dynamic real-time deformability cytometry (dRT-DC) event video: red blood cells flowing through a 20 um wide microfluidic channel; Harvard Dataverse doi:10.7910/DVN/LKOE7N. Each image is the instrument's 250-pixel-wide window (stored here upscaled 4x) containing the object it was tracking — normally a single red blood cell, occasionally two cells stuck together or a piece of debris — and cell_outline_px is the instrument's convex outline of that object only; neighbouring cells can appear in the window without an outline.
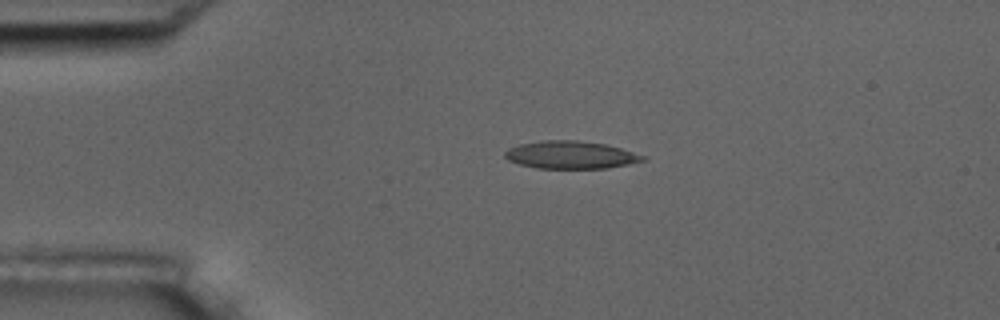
{"species": "common noctule bat (a hibernating species)", "species_latin": "Nyctalus noctula", "temperature_condition": "room temperature", "stored_images_in_passage": 5, "camera_frame_rate_fps": 3000, "um_per_image_px": 0.085, "animal": {"sex": "male", "body_mass_g": 17.5, "forearm_length_mm": 52.3}, "frame": {"image": 1, "passage_image": 5, "time_ms": 5.667, "image_size_px": [1000, 320], "cell_outline_px": [[648, 160], [608, 168], [536, 168], [520, 164], [508, 160], [504, 156], [504, 152], [508, 148], [520, 144], [540, 140], [576, 140], [604, 144], [620, 148], [648, 156]], "centroid_in_image_um": [48.53, 13.16], "position_along_channel_um": 36.5, "area_um2": 22.31}}